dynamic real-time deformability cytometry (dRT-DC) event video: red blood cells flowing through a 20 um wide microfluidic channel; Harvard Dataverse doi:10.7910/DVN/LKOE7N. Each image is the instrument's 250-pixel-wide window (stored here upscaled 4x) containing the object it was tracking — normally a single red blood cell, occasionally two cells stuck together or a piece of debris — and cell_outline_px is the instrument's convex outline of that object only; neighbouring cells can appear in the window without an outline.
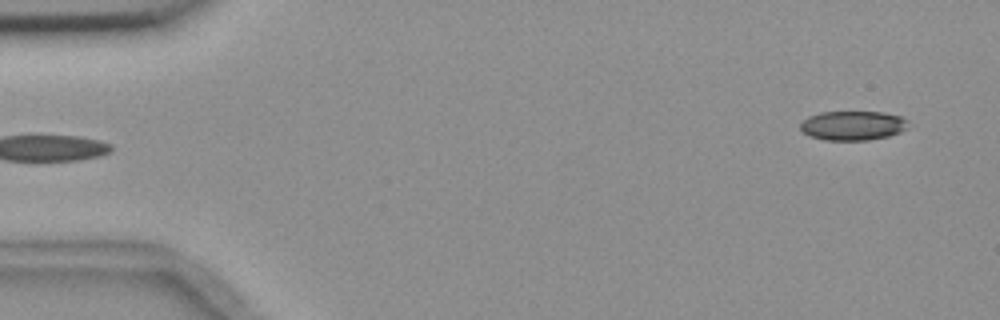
{"species": "common noctule bat (a hibernating species)", "species_latin": "Nyctalus noctula", "temperature_condition": "room temperature", "stored_images_in_passage": 5, "camera_frame_rate_fps": 3000, "um_per_image_px": 0.085, "animal": {"sex": "female", "body_mass_g": 18.4}, "frame": {"image": 1, "passage_image": 5, "time_ms": 4.667, "image_size_px": [1000, 320], "cell_outline_px": [[908, 128], [900, 132], [888, 136], [868, 140], [824, 140], [808, 136], [800, 128], [800, 124], [808, 116], [820, 112], [884, 112], [900, 116], [908, 120]], "centroid_in_image_um": [72.49, 10.67], "position_along_channel_um": 12.5, "area_um2": 18.55}}